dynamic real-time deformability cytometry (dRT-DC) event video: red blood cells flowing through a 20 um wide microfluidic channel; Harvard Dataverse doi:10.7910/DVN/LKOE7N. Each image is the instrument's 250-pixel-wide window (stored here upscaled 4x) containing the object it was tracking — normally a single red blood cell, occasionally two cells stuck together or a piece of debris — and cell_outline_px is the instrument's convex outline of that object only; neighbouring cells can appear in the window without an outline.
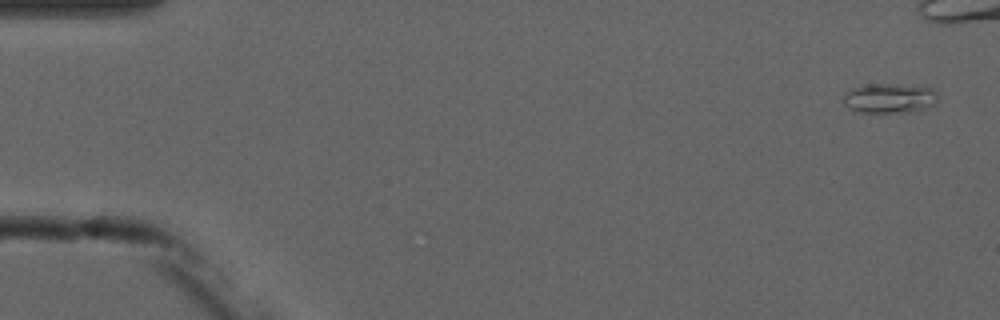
{"species": "common noctule bat (a hibernating species)", "species_latin": "Nyctalus noctula", "temperature_condition": "cold", "stored_images_in_passage": 6, "camera_frame_rate_fps": 3000, "um_per_image_px": 0.085, "animal": {"sex": "male", "forearm_length_mm": 52.5}, "frame": {"image": 1, "passage_image": 1, "time_ms": 0.0, "image_size_px": [1000, 320], "cell_outline_px": [[936, 100], [928, 108], [912, 112], [852, 112], [840, 100], [844, 92], [852, 88], [868, 84], [896, 84], [932, 88], [936, 92]], "centroid_in_image_um": [75.51, 8.36], "position_along_channel_um": 9.5, "area_um2": 16.59}}